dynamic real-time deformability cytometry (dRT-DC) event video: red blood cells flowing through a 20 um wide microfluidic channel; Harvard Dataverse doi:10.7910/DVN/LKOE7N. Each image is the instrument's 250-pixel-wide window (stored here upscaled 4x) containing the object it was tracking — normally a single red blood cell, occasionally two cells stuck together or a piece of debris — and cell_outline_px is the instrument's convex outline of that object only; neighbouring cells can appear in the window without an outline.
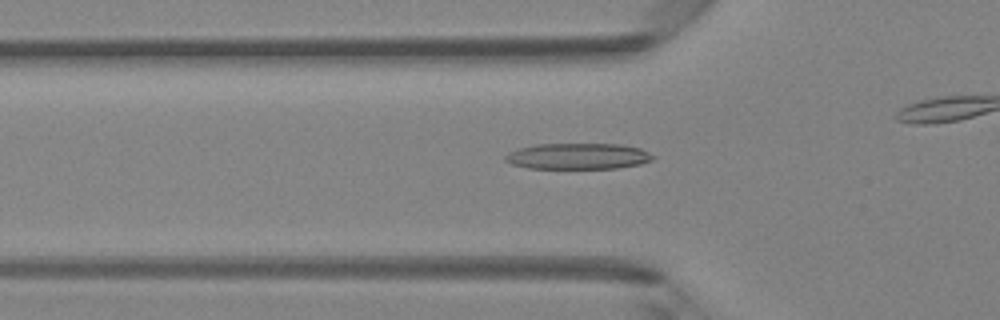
{"species": "Egyptian fruit bat (a non-hibernating species)", "species_latin": "Rousettus aegyptiacus", "temperature_condition": "room temperature", "stored_images_in_passage": 39, "camera_frame_rate_fps": 3000, "um_per_image_px": 0.085, "animal": {"sex": "female"}, "frame": {"image": 1, "passage_image": 16, "time_ms": 5.0, "image_size_px": [1000, 320], "cell_outline_px": [[656, 156], [652, 160], [640, 164], [616, 168], [528, 168], [512, 164], [504, 160], [504, 156], [508, 152], [520, 148], [536, 144], [620, 144], [640, 148]], "centroid_in_image_um": [49.13, 13.27], "position_along_channel_um": 76.7, "area_um2": 22.37}}
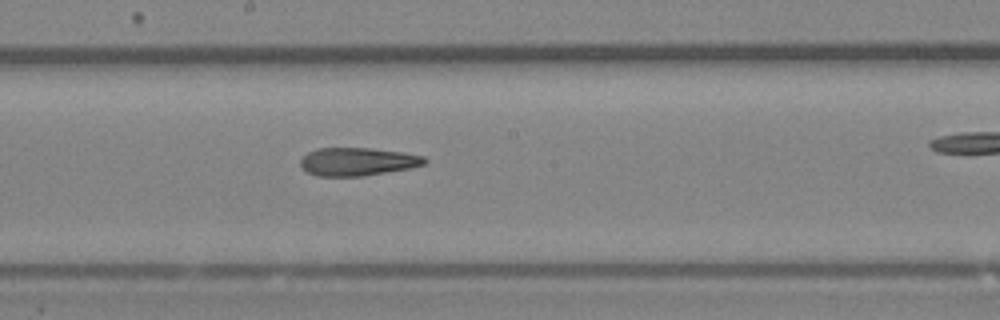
{"frame": {"image": 2, "passage_image": 26, "time_ms": 8.333, "image_size_px": [1000, 320], "cell_outline_px": [[428, 160], [424, 164], [412, 168], [364, 176], [316, 176], [300, 168], [300, 160], [308, 152], [316, 148], [372, 148], [404, 152], [424, 156]], "centroid_in_image_um": [30.4, 13.74], "position_along_channel_um": 217.8, "area_um2": 20.58}}
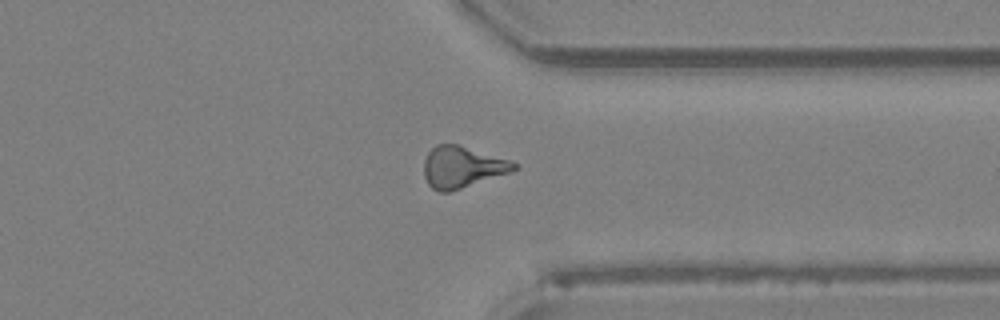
{"frame": {"image": 3, "passage_image": 37, "time_ms": 12.0, "image_size_px": [1000, 320], "cell_outline_px": [[516, 168], [512, 172], [448, 192], [440, 192], [432, 188], [428, 184], [424, 176], [424, 160], [428, 152], [436, 144], [460, 144], [508, 160], [516, 164]], "centroid_in_image_um": [39.25, 14.19], "position_along_channel_um": 372.1, "area_um2": 21.62}}